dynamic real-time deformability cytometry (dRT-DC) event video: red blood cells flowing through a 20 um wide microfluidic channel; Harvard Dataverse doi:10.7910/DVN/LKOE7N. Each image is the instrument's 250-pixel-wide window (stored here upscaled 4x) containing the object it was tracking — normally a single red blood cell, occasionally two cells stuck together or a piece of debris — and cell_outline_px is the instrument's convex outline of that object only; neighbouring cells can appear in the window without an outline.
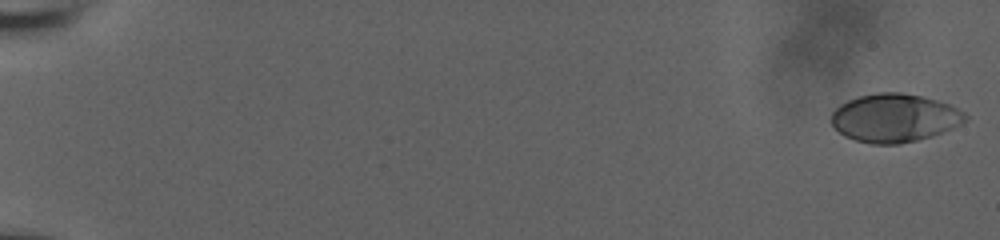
{"species": "human", "species_latin": "Homo sapiens", "temperature_condition": "room temperature", "stored_images_in_passage": 57, "camera_frame_rate_fps": 3000, "um_per_image_px": 0.085, "donor": {"sex": "male"}, "frame": {"image": 1, "passage_image": 1, "time_ms": 0.0, "image_size_px": [1000, 240], "cell_outline_px": [[968, 120], [952, 128], [932, 136], [900, 144], [872, 144], [856, 140], [844, 136], [828, 120], [832, 112], [840, 104], [848, 100], [860, 96], [876, 92], [900, 92], [920, 96], [936, 100], [948, 104], [964, 112], [968, 116]], "centroid_in_image_um": [76.01, 10.02], "position_along_channel_um": 9.0, "area_um2": 37.74}}
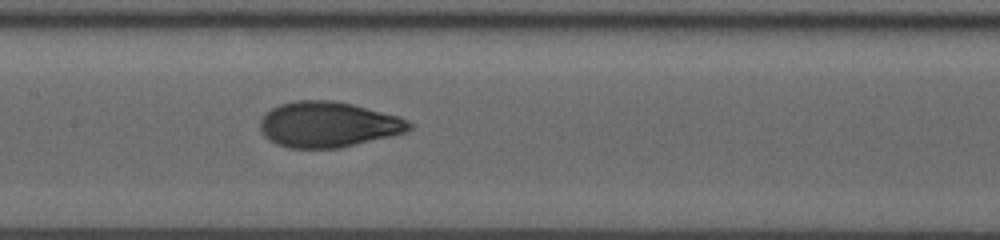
{"frame": {"image": 2, "passage_image": 31, "time_ms": 10.0, "image_size_px": [1000, 240], "cell_outline_px": [[416, 124], [408, 132], [392, 136], [336, 148], [288, 148], [276, 144], [268, 140], [264, 136], [260, 128], [260, 120], [272, 108], [280, 104], [296, 100], [332, 100], [352, 104], [400, 116]], "centroid_in_image_um": [27.93, 10.58], "position_along_channel_um": 179.5, "area_um2": 39.77}}
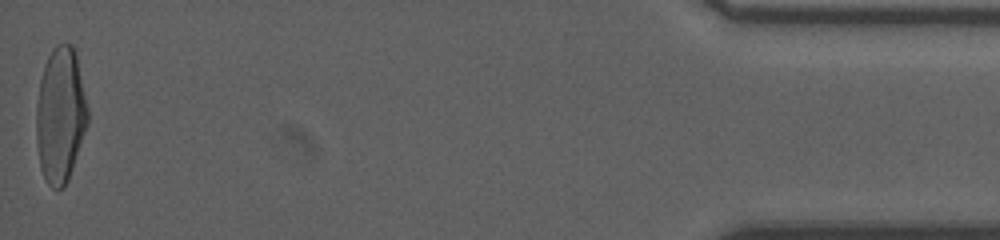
{"frame": {"image": 3, "passage_image": 57, "time_ms": 18.667, "image_size_px": [1000, 240], "cell_outline_px": [[88, 124], [68, 180], [64, 188], [52, 188], [48, 184], [40, 168], [36, 140], [36, 108], [40, 80], [44, 64], [52, 48], [56, 44], [72, 44], [76, 52], [88, 108]], "centroid_in_image_um": [5.13, 9.77], "position_along_channel_um": 430.1, "area_um2": 40.81}, "authors_computed_cell_mechanics": {"area_um2": 38.7838, "velocity_mm_per_s": 3.8577, "shape_relaxation_time_tau1_ms": 5.7381, "shape_relaxation_time_tau2_ms": 0.7021, "deformation_change_tau1": 0.2234, "deformation_change_tau2": 0.0587}}